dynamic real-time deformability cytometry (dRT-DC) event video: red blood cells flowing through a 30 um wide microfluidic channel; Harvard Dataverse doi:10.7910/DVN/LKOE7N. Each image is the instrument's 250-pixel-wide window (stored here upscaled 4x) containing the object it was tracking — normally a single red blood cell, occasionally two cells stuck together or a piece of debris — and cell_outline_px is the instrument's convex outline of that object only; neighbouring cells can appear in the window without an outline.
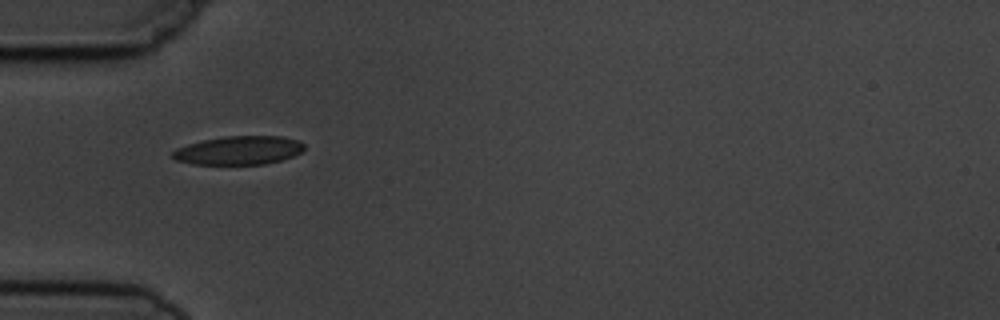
{"species": "common noctule bat (a hibernating species)", "species_latin": "Nyctalus noctula", "temperature_condition": "cold", "stored_images_in_passage": 2, "camera_frame_rate_fps": 3000, "um_per_image_px": 0.085, "animal": {"sex": "male", "body_mass_g": 19.5, "forearm_length_mm": 54.6}, "frame": {"image": 1, "passage_image": 1, "time_ms": 0.0, "image_size_px": [1000, 320], "cell_outline_px": [[304, 152], [280, 160], [264, 164], [192, 164], [176, 160], [172, 156], [172, 152], [176, 148], [188, 144], [204, 140], [224, 136], [280, 136], [300, 140], [304, 144]], "centroid_in_image_um": [20.32, 12.77], "position_along_channel_um": 64.7, "area_um2": 21.96}}
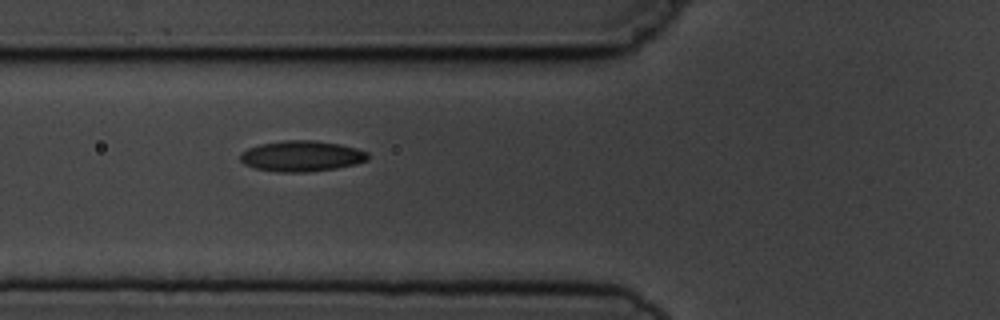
{"frame": {"image": 2, "passage_image": 2, "time_ms": 1.0, "image_size_px": [1000, 320], "cell_outline_px": [[368, 160], [356, 164], [336, 168], [308, 172], [276, 172], [256, 168], [244, 164], [240, 160], [240, 152], [248, 148], [260, 144], [284, 140], [316, 140], [340, 144], [356, 148], [368, 152]], "centroid_in_image_um": [25.63, 13.26], "position_along_channel_um": 100.2, "area_um2": 23.0}}